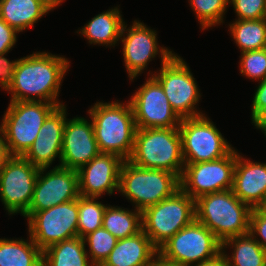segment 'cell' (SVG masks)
<instances>
[{
	"mask_svg": "<svg viewBox=\"0 0 266 266\" xmlns=\"http://www.w3.org/2000/svg\"><path fill=\"white\" fill-rule=\"evenodd\" d=\"M69 63L66 57L46 51L20 58L7 90L11 93L10 101H44L58 107L64 105L57 98Z\"/></svg>",
	"mask_w": 266,
	"mask_h": 266,
	"instance_id": "1",
	"label": "cell"
},
{
	"mask_svg": "<svg viewBox=\"0 0 266 266\" xmlns=\"http://www.w3.org/2000/svg\"><path fill=\"white\" fill-rule=\"evenodd\" d=\"M100 153L128 160L133 152L137 130L130 101L96 102L88 110Z\"/></svg>",
	"mask_w": 266,
	"mask_h": 266,
	"instance_id": "2",
	"label": "cell"
},
{
	"mask_svg": "<svg viewBox=\"0 0 266 266\" xmlns=\"http://www.w3.org/2000/svg\"><path fill=\"white\" fill-rule=\"evenodd\" d=\"M251 211L231 189L205 194L195 200L196 220L221 242L249 233Z\"/></svg>",
	"mask_w": 266,
	"mask_h": 266,
	"instance_id": "3",
	"label": "cell"
},
{
	"mask_svg": "<svg viewBox=\"0 0 266 266\" xmlns=\"http://www.w3.org/2000/svg\"><path fill=\"white\" fill-rule=\"evenodd\" d=\"M128 161L143 168L169 171L180 179L185 163L179 127L137 128Z\"/></svg>",
	"mask_w": 266,
	"mask_h": 266,
	"instance_id": "4",
	"label": "cell"
},
{
	"mask_svg": "<svg viewBox=\"0 0 266 266\" xmlns=\"http://www.w3.org/2000/svg\"><path fill=\"white\" fill-rule=\"evenodd\" d=\"M179 189L180 181L174 173L135 166L128 160L122 164L118 191L141 212Z\"/></svg>",
	"mask_w": 266,
	"mask_h": 266,
	"instance_id": "5",
	"label": "cell"
},
{
	"mask_svg": "<svg viewBox=\"0 0 266 266\" xmlns=\"http://www.w3.org/2000/svg\"><path fill=\"white\" fill-rule=\"evenodd\" d=\"M44 101H10L0 130L11 156H23L37 138L47 117L57 108Z\"/></svg>",
	"mask_w": 266,
	"mask_h": 266,
	"instance_id": "6",
	"label": "cell"
},
{
	"mask_svg": "<svg viewBox=\"0 0 266 266\" xmlns=\"http://www.w3.org/2000/svg\"><path fill=\"white\" fill-rule=\"evenodd\" d=\"M142 230L158 249L196 219L195 200L181 189L142 212Z\"/></svg>",
	"mask_w": 266,
	"mask_h": 266,
	"instance_id": "7",
	"label": "cell"
},
{
	"mask_svg": "<svg viewBox=\"0 0 266 266\" xmlns=\"http://www.w3.org/2000/svg\"><path fill=\"white\" fill-rule=\"evenodd\" d=\"M220 253L222 242L196 219L158 248L162 259L180 266H194Z\"/></svg>",
	"mask_w": 266,
	"mask_h": 266,
	"instance_id": "8",
	"label": "cell"
},
{
	"mask_svg": "<svg viewBox=\"0 0 266 266\" xmlns=\"http://www.w3.org/2000/svg\"><path fill=\"white\" fill-rule=\"evenodd\" d=\"M187 65L183 58L174 54L161 66L159 72L152 74L150 71L149 73V76L151 74L159 81L172 110L180 119L205 115L195 109L201 94Z\"/></svg>",
	"mask_w": 266,
	"mask_h": 266,
	"instance_id": "9",
	"label": "cell"
},
{
	"mask_svg": "<svg viewBox=\"0 0 266 266\" xmlns=\"http://www.w3.org/2000/svg\"><path fill=\"white\" fill-rule=\"evenodd\" d=\"M179 133L184 163L218 160L234 149L205 115L181 119Z\"/></svg>",
	"mask_w": 266,
	"mask_h": 266,
	"instance_id": "10",
	"label": "cell"
},
{
	"mask_svg": "<svg viewBox=\"0 0 266 266\" xmlns=\"http://www.w3.org/2000/svg\"><path fill=\"white\" fill-rule=\"evenodd\" d=\"M28 232L42 250L61 241L78 237V199L37 212H26Z\"/></svg>",
	"mask_w": 266,
	"mask_h": 266,
	"instance_id": "11",
	"label": "cell"
},
{
	"mask_svg": "<svg viewBox=\"0 0 266 266\" xmlns=\"http://www.w3.org/2000/svg\"><path fill=\"white\" fill-rule=\"evenodd\" d=\"M237 150L214 161L185 163L180 189L192 199L232 188Z\"/></svg>",
	"mask_w": 266,
	"mask_h": 266,
	"instance_id": "12",
	"label": "cell"
},
{
	"mask_svg": "<svg viewBox=\"0 0 266 266\" xmlns=\"http://www.w3.org/2000/svg\"><path fill=\"white\" fill-rule=\"evenodd\" d=\"M40 168L12 156L0 170V200L9 215L28 211Z\"/></svg>",
	"mask_w": 266,
	"mask_h": 266,
	"instance_id": "13",
	"label": "cell"
},
{
	"mask_svg": "<svg viewBox=\"0 0 266 266\" xmlns=\"http://www.w3.org/2000/svg\"><path fill=\"white\" fill-rule=\"evenodd\" d=\"M120 40L126 72L131 81L143 73L157 54L161 57V65L175 54L167 47H158L156 31L139 20H134L129 28L124 23Z\"/></svg>",
	"mask_w": 266,
	"mask_h": 266,
	"instance_id": "14",
	"label": "cell"
},
{
	"mask_svg": "<svg viewBox=\"0 0 266 266\" xmlns=\"http://www.w3.org/2000/svg\"><path fill=\"white\" fill-rule=\"evenodd\" d=\"M129 101L137 128H175L180 125L181 119L172 110L162 86L154 76L150 75Z\"/></svg>",
	"mask_w": 266,
	"mask_h": 266,
	"instance_id": "15",
	"label": "cell"
},
{
	"mask_svg": "<svg viewBox=\"0 0 266 266\" xmlns=\"http://www.w3.org/2000/svg\"><path fill=\"white\" fill-rule=\"evenodd\" d=\"M40 168L33 197L27 212L50 209L53 206L78 199L79 176L77 170L64 167ZM46 172V173H45Z\"/></svg>",
	"mask_w": 266,
	"mask_h": 266,
	"instance_id": "16",
	"label": "cell"
},
{
	"mask_svg": "<svg viewBox=\"0 0 266 266\" xmlns=\"http://www.w3.org/2000/svg\"><path fill=\"white\" fill-rule=\"evenodd\" d=\"M89 121L77 116L67 118L63 130L61 167L78 171L100 154L92 120Z\"/></svg>",
	"mask_w": 266,
	"mask_h": 266,
	"instance_id": "17",
	"label": "cell"
},
{
	"mask_svg": "<svg viewBox=\"0 0 266 266\" xmlns=\"http://www.w3.org/2000/svg\"><path fill=\"white\" fill-rule=\"evenodd\" d=\"M125 160L115 154L100 153L78 170L79 193L83 197L100 198L118 192L119 177Z\"/></svg>",
	"mask_w": 266,
	"mask_h": 266,
	"instance_id": "18",
	"label": "cell"
},
{
	"mask_svg": "<svg viewBox=\"0 0 266 266\" xmlns=\"http://www.w3.org/2000/svg\"><path fill=\"white\" fill-rule=\"evenodd\" d=\"M66 106L57 107L44 121L37 138L22 156L38 168H50L56 157L61 164L63 130L67 121Z\"/></svg>",
	"mask_w": 266,
	"mask_h": 266,
	"instance_id": "19",
	"label": "cell"
},
{
	"mask_svg": "<svg viewBox=\"0 0 266 266\" xmlns=\"http://www.w3.org/2000/svg\"><path fill=\"white\" fill-rule=\"evenodd\" d=\"M231 190L251 208H265L266 163L253 162L237 151Z\"/></svg>",
	"mask_w": 266,
	"mask_h": 266,
	"instance_id": "20",
	"label": "cell"
},
{
	"mask_svg": "<svg viewBox=\"0 0 266 266\" xmlns=\"http://www.w3.org/2000/svg\"><path fill=\"white\" fill-rule=\"evenodd\" d=\"M158 249L142 230L138 234L118 239L103 266H150Z\"/></svg>",
	"mask_w": 266,
	"mask_h": 266,
	"instance_id": "21",
	"label": "cell"
},
{
	"mask_svg": "<svg viewBox=\"0 0 266 266\" xmlns=\"http://www.w3.org/2000/svg\"><path fill=\"white\" fill-rule=\"evenodd\" d=\"M111 8L94 16L77 33L83 35L90 44L115 46L120 41L123 21L120 9Z\"/></svg>",
	"mask_w": 266,
	"mask_h": 266,
	"instance_id": "22",
	"label": "cell"
},
{
	"mask_svg": "<svg viewBox=\"0 0 266 266\" xmlns=\"http://www.w3.org/2000/svg\"><path fill=\"white\" fill-rule=\"evenodd\" d=\"M51 11L41 0H0V18L18 33Z\"/></svg>",
	"mask_w": 266,
	"mask_h": 266,
	"instance_id": "23",
	"label": "cell"
},
{
	"mask_svg": "<svg viewBox=\"0 0 266 266\" xmlns=\"http://www.w3.org/2000/svg\"><path fill=\"white\" fill-rule=\"evenodd\" d=\"M85 247L80 237L51 245L43 251L42 266H95Z\"/></svg>",
	"mask_w": 266,
	"mask_h": 266,
	"instance_id": "24",
	"label": "cell"
},
{
	"mask_svg": "<svg viewBox=\"0 0 266 266\" xmlns=\"http://www.w3.org/2000/svg\"><path fill=\"white\" fill-rule=\"evenodd\" d=\"M227 247L233 249L231 256L225 251ZM222 253L229 266H266V251L249 233L223 241Z\"/></svg>",
	"mask_w": 266,
	"mask_h": 266,
	"instance_id": "25",
	"label": "cell"
},
{
	"mask_svg": "<svg viewBox=\"0 0 266 266\" xmlns=\"http://www.w3.org/2000/svg\"><path fill=\"white\" fill-rule=\"evenodd\" d=\"M29 238H0V266H42L43 251Z\"/></svg>",
	"mask_w": 266,
	"mask_h": 266,
	"instance_id": "26",
	"label": "cell"
},
{
	"mask_svg": "<svg viewBox=\"0 0 266 266\" xmlns=\"http://www.w3.org/2000/svg\"><path fill=\"white\" fill-rule=\"evenodd\" d=\"M102 226L117 239L131 237L142 231V213L137 209L131 211L108 205Z\"/></svg>",
	"mask_w": 266,
	"mask_h": 266,
	"instance_id": "27",
	"label": "cell"
},
{
	"mask_svg": "<svg viewBox=\"0 0 266 266\" xmlns=\"http://www.w3.org/2000/svg\"><path fill=\"white\" fill-rule=\"evenodd\" d=\"M229 32L241 53L266 48V18L235 20Z\"/></svg>",
	"mask_w": 266,
	"mask_h": 266,
	"instance_id": "28",
	"label": "cell"
},
{
	"mask_svg": "<svg viewBox=\"0 0 266 266\" xmlns=\"http://www.w3.org/2000/svg\"><path fill=\"white\" fill-rule=\"evenodd\" d=\"M99 198L78 197V237L84 238L102 227L107 204L97 201Z\"/></svg>",
	"mask_w": 266,
	"mask_h": 266,
	"instance_id": "29",
	"label": "cell"
},
{
	"mask_svg": "<svg viewBox=\"0 0 266 266\" xmlns=\"http://www.w3.org/2000/svg\"><path fill=\"white\" fill-rule=\"evenodd\" d=\"M189 5L200 22L201 30L221 25L229 6V0H189Z\"/></svg>",
	"mask_w": 266,
	"mask_h": 266,
	"instance_id": "30",
	"label": "cell"
},
{
	"mask_svg": "<svg viewBox=\"0 0 266 266\" xmlns=\"http://www.w3.org/2000/svg\"><path fill=\"white\" fill-rule=\"evenodd\" d=\"M83 239L85 245L89 247L88 257L95 266L105 261L118 241L103 226L89 233Z\"/></svg>",
	"mask_w": 266,
	"mask_h": 266,
	"instance_id": "31",
	"label": "cell"
},
{
	"mask_svg": "<svg viewBox=\"0 0 266 266\" xmlns=\"http://www.w3.org/2000/svg\"><path fill=\"white\" fill-rule=\"evenodd\" d=\"M240 73L256 81L266 79V48L241 53Z\"/></svg>",
	"mask_w": 266,
	"mask_h": 266,
	"instance_id": "32",
	"label": "cell"
},
{
	"mask_svg": "<svg viewBox=\"0 0 266 266\" xmlns=\"http://www.w3.org/2000/svg\"><path fill=\"white\" fill-rule=\"evenodd\" d=\"M238 18L255 20L266 18V0H229Z\"/></svg>",
	"mask_w": 266,
	"mask_h": 266,
	"instance_id": "33",
	"label": "cell"
},
{
	"mask_svg": "<svg viewBox=\"0 0 266 266\" xmlns=\"http://www.w3.org/2000/svg\"><path fill=\"white\" fill-rule=\"evenodd\" d=\"M251 109V121L257 129L266 127V79L255 90Z\"/></svg>",
	"mask_w": 266,
	"mask_h": 266,
	"instance_id": "34",
	"label": "cell"
},
{
	"mask_svg": "<svg viewBox=\"0 0 266 266\" xmlns=\"http://www.w3.org/2000/svg\"><path fill=\"white\" fill-rule=\"evenodd\" d=\"M249 234L266 251V209L252 208L250 214ZM257 235V236H256ZM259 236V238H258Z\"/></svg>",
	"mask_w": 266,
	"mask_h": 266,
	"instance_id": "35",
	"label": "cell"
},
{
	"mask_svg": "<svg viewBox=\"0 0 266 266\" xmlns=\"http://www.w3.org/2000/svg\"><path fill=\"white\" fill-rule=\"evenodd\" d=\"M6 54H0V87L7 91L14 79V73L19 59L10 61L5 57Z\"/></svg>",
	"mask_w": 266,
	"mask_h": 266,
	"instance_id": "36",
	"label": "cell"
},
{
	"mask_svg": "<svg viewBox=\"0 0 266 266\" xmlns=\"http://www.w3.org/2000/svg\"><path fill=\"white\" fill-rule=\"evenodd\" d=\"M17 31L0 18V54L8 53L17 42Z\"/></svg>",
	"mask_w": 266,
	"mask_h": 266,
	"instance_id": "37",
	"label": "cell"
},
{
	"mask_svg": "<svg viewBox=\"0 0 266 266\" xmlns=\"http://www.w3.org/2000/svg\"><path fill=\"white\" fill-rule=\"evenodd\" d=\"M12 156L9 153L8 147L6 145V142L4 140L3 134L0 130V170L5 166L6 162L11 158Z\"/></svg>",
	"mask_w": 266,
	"mask_h": 266,
	"instance_id": "38",
	"label": "cell"
},
{
	"mask_svg": "<svg viewBox=\"0 0 266 266\" xmlns=\"http://www.w3.org/2000/svg\"><path fill=\"white\" fill-rule=\"evenodd\" d=\"M194 266H229V265L224 254L220 253L217 257Z\"/></svg>",
	"mask_w": 266,
	"mask_h": 266,
	"instance_id": "39",
	"label": "cell"
},
{
	"mask_svg": "<svg viewBox=\"0 0 266 266\" xmlns=\"http://www.w3.org/2000/svg\"><path fill=\"white\" fill-rule=\"evenodd\" d=\"M150 266H180L176 263L168 262L164 259H162L159 255H157L153 261L151 262Z\"/></svg>",
	"mask_w": 266,
	"mask_h": 266,
	"instance_id": "40",
	"label": "cell"
},
{
	"mask_svg": "<svg viewBox=\"0 0 266 266\" xmlns=\"http://www.w3.org/2000/svg\"><path fill=\"white\" fill-rule=\"evenodd\" d=\"M50 10L55 9L61 5L64 0H41Z\"/></svg>",
	"mask_w": 266,
	"mask_h": 266,
	"instance_id": "41",
	"label": "cell"
},
{
	"mask_svg": "<svg viewBox=\"0 0 266 266\" xmlns=\"http://www.w3.org/2000/svg\"><path fill=\"white\" fill-rule=\"evenodd\" d=\"M262 131V133H264V136H266V127L260 129Z\"/></svg>",
	"mask_w": 266,
	"mask_h": 266,
	"instance_id": "42",
	"label": "cell"
}]
</instances>
